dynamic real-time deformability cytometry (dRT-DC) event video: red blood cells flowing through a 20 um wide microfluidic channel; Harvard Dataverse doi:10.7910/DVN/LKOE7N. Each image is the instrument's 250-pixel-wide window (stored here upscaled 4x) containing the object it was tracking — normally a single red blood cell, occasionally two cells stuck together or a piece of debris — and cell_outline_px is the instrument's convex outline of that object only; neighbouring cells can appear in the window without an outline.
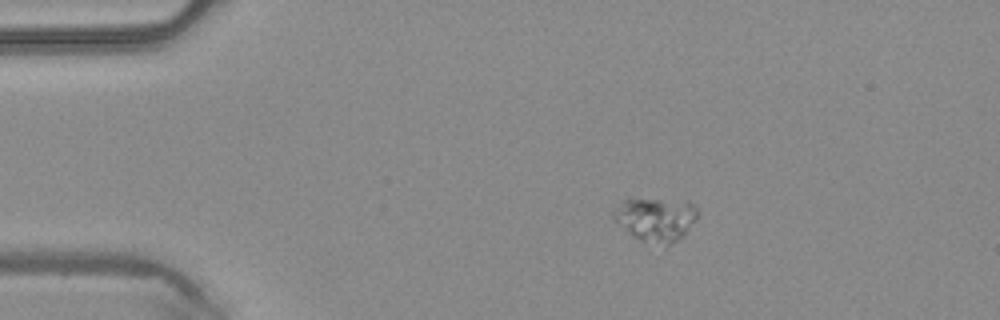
{"species": "common noctule bat (a hibernating species)", "species_latin": "Nyctalus noctula", "temperature_condition": "warm", "stored_images_in_passage": 48, "camera_frame_rate_fps": 3000, "um_per_image_px": 0.085, "animal": {"sex": "male", "body_mass_g": 20.4}, "frame": {"image": 1, "passage_image": 9, "time_ms": 2.667, "image_size_px": [1000, 320], "cell_outline_px": [[696, 216], [684, 236], [680, 240], [664, 248], [644, 240], [636, 236], [616, 220], [612, 216], [612, 212], [628, 196], [688, 200], [696, 204]], "centroid_in_image_um": [55.78, 18.58], "position_along_channel_um": 29.2, "area_um2": 21.85}}
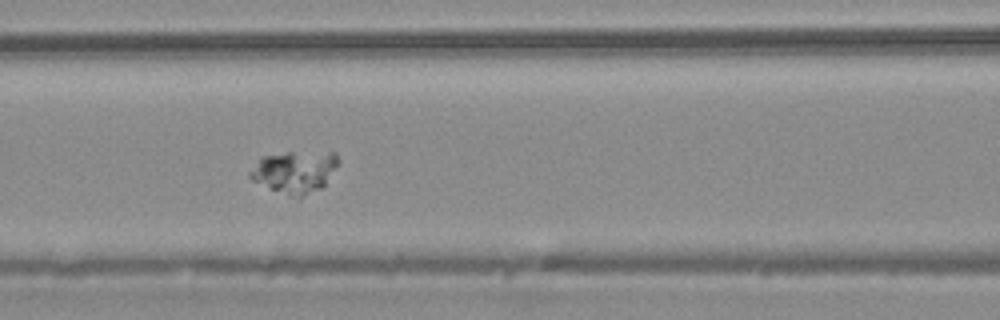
{"frame": {"image": 2, "passage_image": 21, "time_ms": 6.667, "image_size_px": [1000, 320], "cell_outline_px": [[340, 160], [324, 184], [320, 188], [296, 200], [252, 180], [248, 176], [248, 172], [260, 156], [288, 152], [336, 152]], "centroid_in_image_um": [25.01, 14.61], "position_along_channel_um": 141.6, "area_um2": 21.85}}
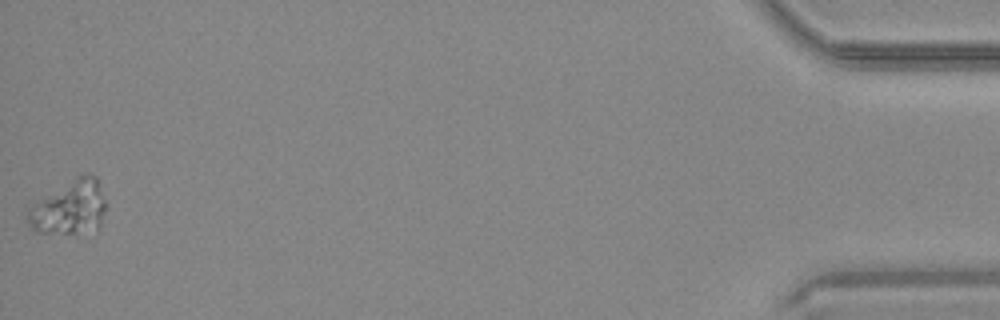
{"frame": {"image": 3, "passage_image": 48, "time_ms": 15.667, "image_size_px": [1000, 320], "cell_outline_px": [[104, 212], [100, 228], [76, 232], [36, 232], [28, 228], [28, 208], [36, 200], [76, 176], [84, 172], [88, 172], [96, 176], [104, 200]], "centroid_in_image_um": [5.88, 17.6], "position_along_channel_um": 429.3, "area_um2": 24.51}}